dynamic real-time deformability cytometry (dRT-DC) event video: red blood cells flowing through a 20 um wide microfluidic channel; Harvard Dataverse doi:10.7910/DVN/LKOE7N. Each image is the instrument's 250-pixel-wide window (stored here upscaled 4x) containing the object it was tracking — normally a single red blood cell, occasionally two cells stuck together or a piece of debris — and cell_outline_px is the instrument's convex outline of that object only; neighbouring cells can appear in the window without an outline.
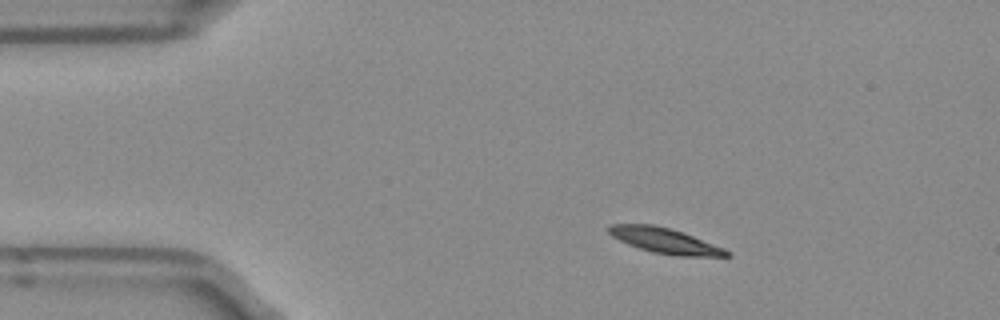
{"species": "Egyptian fruit bat (a non-hibernating species)", "species_latin": "Rousettus aegyptiacus", "temperature_condition": "room temperature", "stored_images_in_passage": 44, "camera_frame_rate_fps": 3000, "um_per_image_px": 0.085, "frame": {"image": 1, "passage_image": 1, "time_ms": 0.0, "image_size_px": [1000, 320], "cell_outline_px": [[732, 256], [676, 256], [652, 252], [628, 244], [612, 236], [608, 232], [608, 224], [652, 224], [668, 228], [692, 236], [724, 248], [732, 252]], "centroid_in_image_um": [56.51, 20.46], "position_along_channel_um": 28.5, "area_um2": 17.17}}
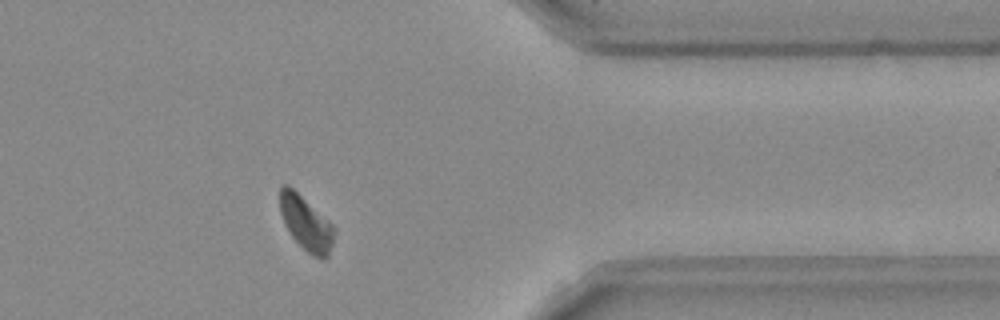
{"frame": {"image": 2, "passage_image": 34, "time_ms": 11.0, "image_size_px": [1000, 320], "cell_outline_px": [[336, 228], [332, 244], [328, 256], [324, 260], [320, 260], [312, 256], [292, 236], [284, 224], [280, 212], [280, 188], [284, 184], [288, 184], [328, 220]], "centroid_in_image_um": [26.02, 19.0], "position_along_channel_um": 385.4, "area_um2": 17.05}}
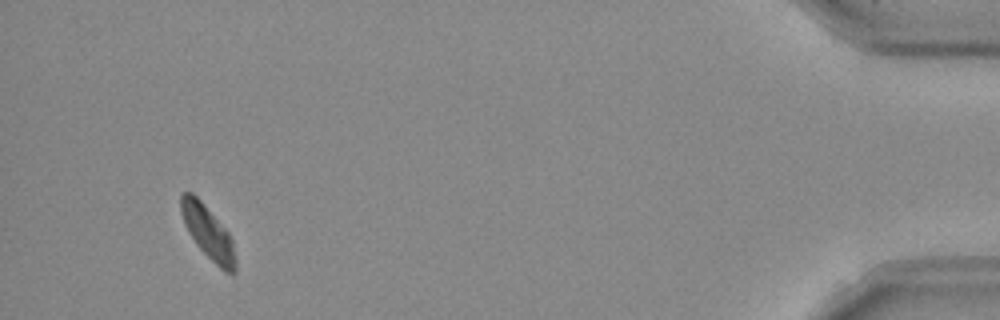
{"frame": {"image": 3, "passage_image": 41, "time_ms": 13.333, "image_size_px": [1000, 320], "cell_outline_px": [[236, 272], [232, 276], [224, 272], [196, 244], [188, 232], [184, 224], [180, 212], [180, 196], [184, 192], [192, 192], [200, 200], [228, 232], [232, 240], [236, 260]], "centroid_in_image_um": [17.68, 19.78], "position_along_channel_um": 417.5, "area_um2": 16.82}, "authors_computed_cell_mechanics": {"area_um2": 17.9758, "velocity_mm_per_s": 3.902, "shape_relaxation_time_tau1_ms": 2.1993, "shape_relaxation_time_tau2_ms": 4.9114, "deformation_change_tau1": 0.1321, "deformation_change_tau2": 0.0874}}